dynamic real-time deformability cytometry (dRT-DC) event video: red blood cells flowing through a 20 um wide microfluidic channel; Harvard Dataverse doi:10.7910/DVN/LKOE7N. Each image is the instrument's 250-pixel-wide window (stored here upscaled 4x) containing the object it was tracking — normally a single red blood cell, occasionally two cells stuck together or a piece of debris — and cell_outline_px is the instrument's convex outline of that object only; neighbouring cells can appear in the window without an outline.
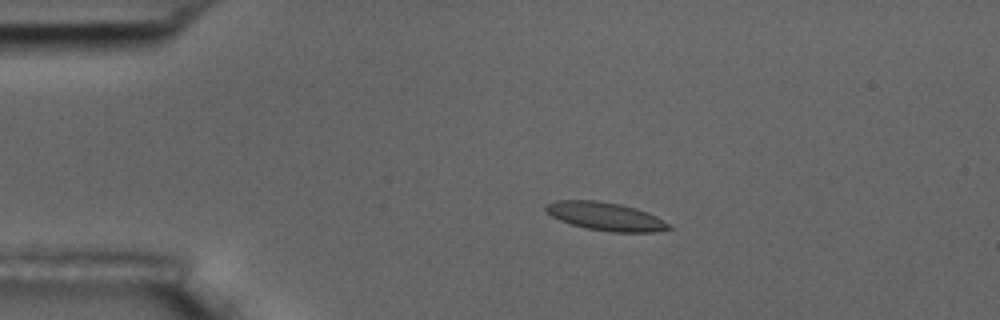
{"species": "common noctule bat (a hibernating species)", "species_latin": "Nyctalus noctula", "temperature_condition": "room temperature", "stored_images_in_passage": 13, "camera_frame_rate_fps": 3000, "um_per_image_px": 0.085, "animal": {"sex": "male", "body_mass_g": 17.5, "forearm_length_mm": 52.3}, "frame": {"image": 1, "passage_image": 1, "time_ms": 0.0, "image_size_px": [1000, 320], "cell_outline_px": [[672, 228], [656, 232], [612, 232], [588, 228], [572, 224], [560, 220], [552, 216], [544, 208], [548, 204], [556, 200], [596, 200], [620, 204], [636, 208], [656, 216], [668, 224]], "centroid_in_image_um": [51.48, 18.39], "position_along_channel_um": 33.5, "area_um2": 19.94}}
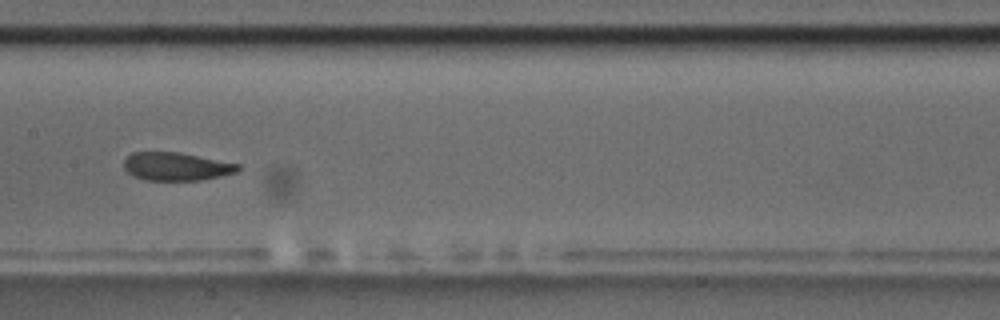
{"frame": {"image": 2, "passage_image": 6, "time_ms": 5.667, "image_size_px": [1000, 320], "cell_outline_px": [[240, 168], [236, 172], [220, 176], [200, 180], [144, 180], [132, 176], [124, 168], [124, 160], [132, 152], [180, 152], [240, 164]], "centroid_in_image_um": [14.97, 14.15], "position_along_channel_um": 192.4, "area_um2": 18.73}}
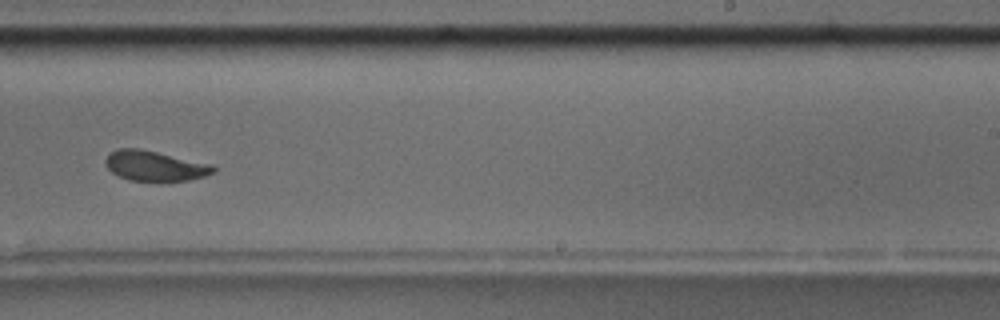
{"frame": {"image": 3, "passage_image": 8, "time_ms": 8.0, "image_size_px": [1000, 320], "cell_outline_px": [[216, 172], [204, 176], [188, 180], [128, 180], [112, 172], [104, 164], [104, 160], [116, 148], [140, 148], [212, 164], [216, 168]], "centroid_in_image_um": [13.16, 14.08], "position_along_channel_um": 275.8, "area_um2": 18.79}, "authors_computed_cell_mechanics": {"area_um2": 19.941, "velocity_mm_per_s": 3.5934, "shape_relaxation_time_tau1_ms": 3.8289, "shape_relaxation_time_tau2_ms": 1.1955, "deformation_change_tau1": 0.14, "deformation_change_tau2": 0.0866}}